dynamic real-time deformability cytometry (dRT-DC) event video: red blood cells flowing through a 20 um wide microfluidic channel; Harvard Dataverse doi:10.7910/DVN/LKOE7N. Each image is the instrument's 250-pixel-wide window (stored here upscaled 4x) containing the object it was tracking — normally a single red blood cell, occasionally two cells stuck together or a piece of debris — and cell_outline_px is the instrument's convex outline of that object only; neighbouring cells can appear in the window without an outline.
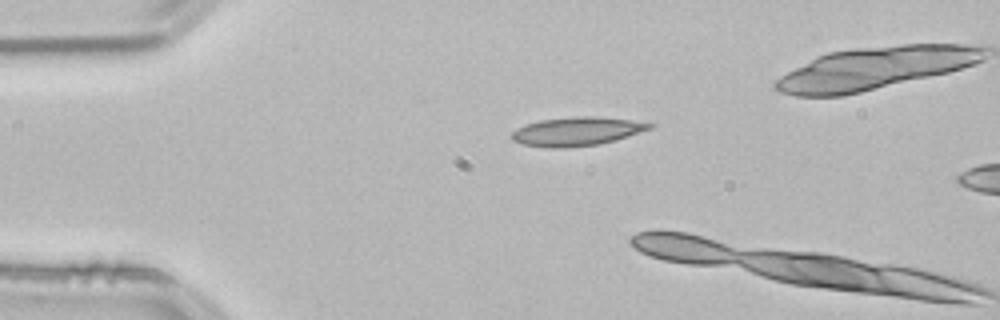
{"species": "common noctule bat (a hibernating species)", "species_latin": "Nyctalus noctula", "temperature_condition": "room temperature", "stored_images_in_passage": 2, "camera_frame_rate_fps": 3000, "um_per_image_px": 0.085, "animal": {"sex": "male", "body_mass_g": 21.5, "forearm_length_mm": 52.0}, "frame": {"image": 1, "passage_image": 1, "time_ms": 0.0, "image_size_px": [1000, 320], "cell_outline_px": [[656, 124], [652, 128], [616, 140], [600, 144], [564, 148], [548, 148], [520, 144], [512, 140], [512, 132], [516, 128], [524, 124], [540, 120], [572, 116], [596, 116], [632, 120]], "centroid_in_image_um": [49.01, 11.17], "position_along_channel_um": 36.0, "area_um2": 23.35}}